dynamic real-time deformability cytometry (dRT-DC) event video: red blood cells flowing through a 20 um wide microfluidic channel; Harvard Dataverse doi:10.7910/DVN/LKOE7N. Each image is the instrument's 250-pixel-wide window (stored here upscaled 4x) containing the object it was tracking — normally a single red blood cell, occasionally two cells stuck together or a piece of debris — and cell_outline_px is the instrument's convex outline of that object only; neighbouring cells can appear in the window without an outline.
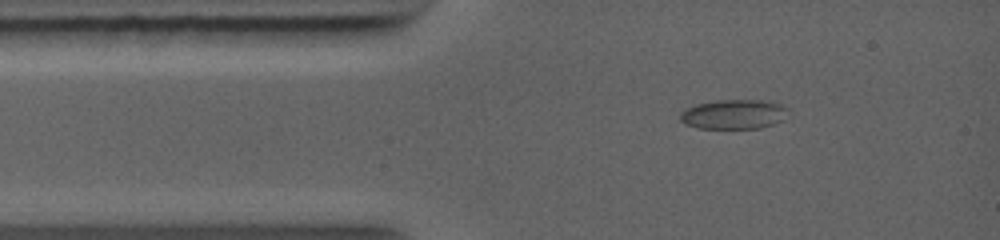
{"species": "common noctule bat (a hibernating species)", "species_latin": "Nyctalus noctula", "temperature_condition": "warm", "stored_images_in_passage": 37, "camera_frame_rate_fps": 5000, "um_per_image_px": 0.085, "animal": {"sex": "female", "body_mass_g": 19.0, "forearm_length_mm": 56.7}, "frame": {"image": 1, "passage_image": 1, "time_ms": 0.0, "image_size_px": [1000, 240], "cell_outline_px": [[788, 108], [784, 120], [776, 124], [760, 128], [696, 128], [684, 124], [680, 120], [680, 112], [696, 104], [716, 100], [760, 100], [780, 104]], "centroid_in_image_um": [62.37, 9.72], "position_along_channel_um": 22.6, "area_um2": 18.67}}
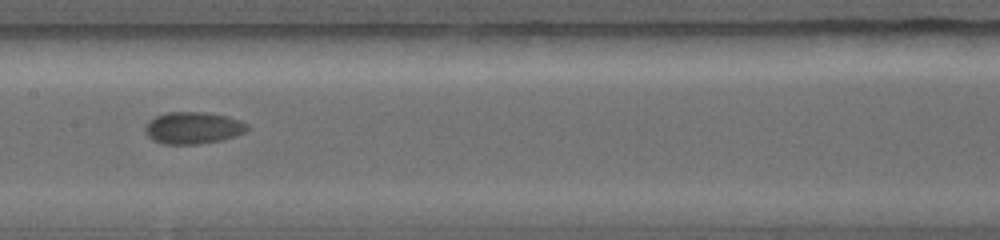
{"frame": {"image": 2, "passage_image": 16, "time_ms": 4.2, "image_size_px": [1000, 240], "cell_outline_px": [[248, 128], [244, 132], [236, 136], [220, 140], [200, 144], [160, 144], [152, 140], [144, 132], [144, 124], [148, 120], [156, 116], [168, 112], [204, 112], [228, 116], [240, 120], [248, 124]], "centroid_in_image_um": [16.37, 10.87], "position_along_channel_um": 191.0, "area_um2": 19.25}}
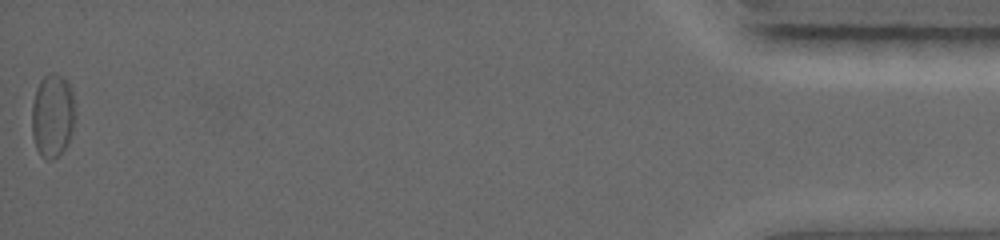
{"frame": {"image": 3, "passage_image": 37, "time_ms": 12.4, "image_size_px": [1000, 240], "cell_outline_px": [[76, 120], [68, 144], [52, 160], [44, 160], [40, 156], [36, 148], [32, 136], [32, 104], [36, 88], [40, 80], [44, 76], [52, 72], [68, 80], [72, 88], [76, 112]], "centroid_in_image_um": [4.49, 9.82], "position_along_channel_um": 430.7, "area_um2": 21.68}}